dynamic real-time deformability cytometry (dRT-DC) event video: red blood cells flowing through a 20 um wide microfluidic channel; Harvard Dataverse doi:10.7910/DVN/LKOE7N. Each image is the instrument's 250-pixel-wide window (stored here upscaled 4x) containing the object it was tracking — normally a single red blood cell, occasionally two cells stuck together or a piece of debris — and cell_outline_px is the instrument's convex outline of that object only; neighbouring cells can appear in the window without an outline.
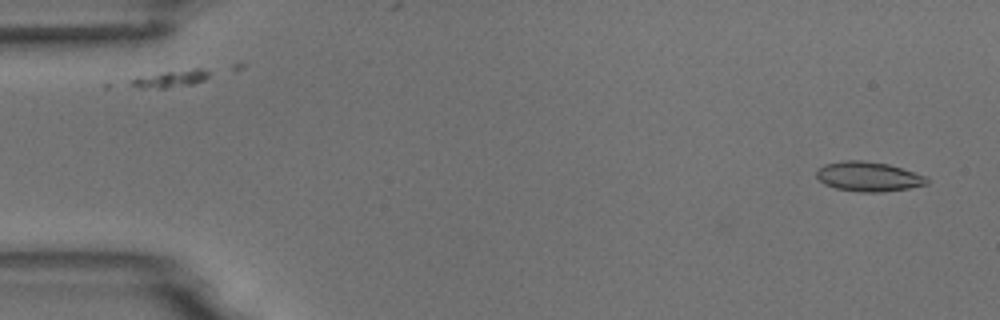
{"species": "common noctule bat (a hibernating species)", "species_latin": "Nyctalus noctula", "temperature_condition": "room temperature", "stored_images_in_passage": 6, "camera_frame_rate_fps": 3000, "um_per_image_px": 0.085, "animal": {"sex": "male", "body_mass_g": 18.8}, "frame": {"image": 1, "passage_image": 1, "time_ms": 0.0, "image_size_px": [1000, 320], "cell_outline_px": [[928, 184], [908, 188], [880, 192], [860, 192], [836, 188], [824, 184], [816, 176], [816, 168], [824, 164], [844, 160], [860, 160], [888, 164], [928, 176]], "centroid_in_image_um": [73.8, 15.0], "position_along_channel_um": 11.2, "area_um2": 19.13}}
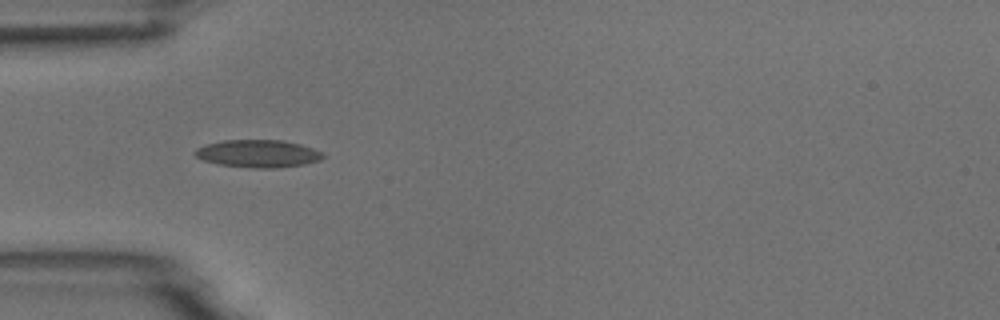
{"frame": {"image": 2, "passage_image": 5, "time_ms": 4.667, "image_size_px": [1000, 320], "cell_outline_px": [[324, 156], [320, 160], [304, 164], [276, 168], [252, 168], [220, 164], [204, 160], [196, 156], [192, 152], [196, 148], [204, 144], [224, 140], [284, 140], [300, 144], [324, 152]], "centroid_in_image_um": [21.93, 13.05], "position_along_channel_um": 63.1, "area_um2": 20.63}}